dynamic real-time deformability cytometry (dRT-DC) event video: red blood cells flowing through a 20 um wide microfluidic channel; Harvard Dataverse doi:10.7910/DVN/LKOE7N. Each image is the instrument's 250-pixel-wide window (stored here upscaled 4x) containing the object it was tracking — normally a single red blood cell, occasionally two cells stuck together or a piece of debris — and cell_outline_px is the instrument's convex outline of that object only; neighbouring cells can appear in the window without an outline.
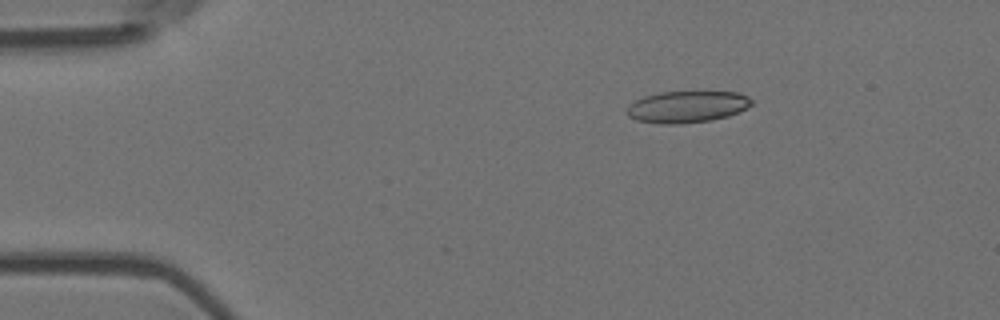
{"species": "Egyptian fruit bat (a non-hibernating species)", "species_latin": "Rousettus aegyptiacus", "temperature_condition": "room temperature", "stored_images_in_passage": 3, "camera_frame_rate_fps": 3000, "um_per_image_px": 0.085, "animal": {"sex": "female"}, "frame": {"image": 1, "passage_image": 1, "time_ms": 0.0, "image_size_px": [1000, 320], "cell_outline_px": [[752, 104], [728, 116], [712, 120], [680, 124], [660, 124], [636, 120], [628, 116], [628, 104], [644, 96], [660, 92], [736, 92], [748, 96], [752, 100]], "centroid_in_image_um": [58.37, 9.08], "position_along_channel_um": 26.6, "area_um2": 22.89}}